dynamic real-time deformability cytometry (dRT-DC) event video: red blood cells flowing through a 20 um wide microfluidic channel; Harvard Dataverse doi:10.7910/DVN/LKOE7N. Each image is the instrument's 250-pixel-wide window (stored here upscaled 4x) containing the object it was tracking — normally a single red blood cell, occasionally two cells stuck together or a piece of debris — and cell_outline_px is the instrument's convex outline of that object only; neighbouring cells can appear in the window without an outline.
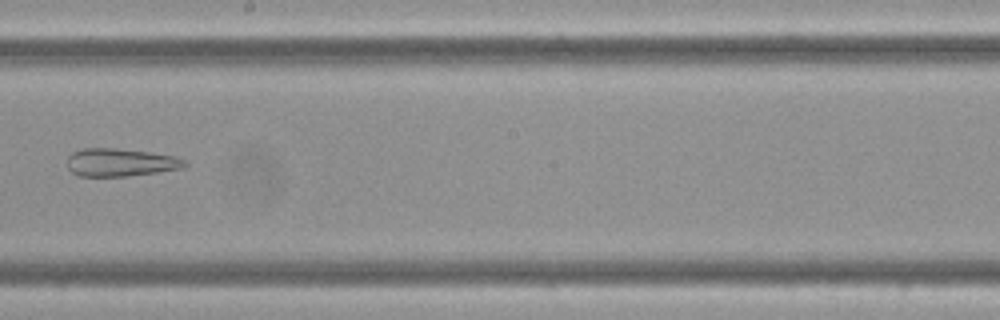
{"species": "Egyptian fruit bat (a non-hibernating species)", "species_latin": "Rousettus aegyptiacus", "temperature_condition": "cold", "stored_images_in_passage": 13, "camera_frame_rate_fps": 3000, "um_per_image_px": 0.085, "frame": {"image": 1, "passage_image": 8, "time_ms": 2.333, "image_size_px": [1000, 320], "cell_outline_px": [[188, 164], [184, 168], [128, 176], [80, 176], [72, 172], [68, 168], [68, 156], [72, 152], [84, 148], [112, 148], [152, 152], [176, 156], [184, 160]], "centroid_in_image_um": [10.26, 13.8], "position_along_channel_um": 237.9, "area_um2": 19.13}}
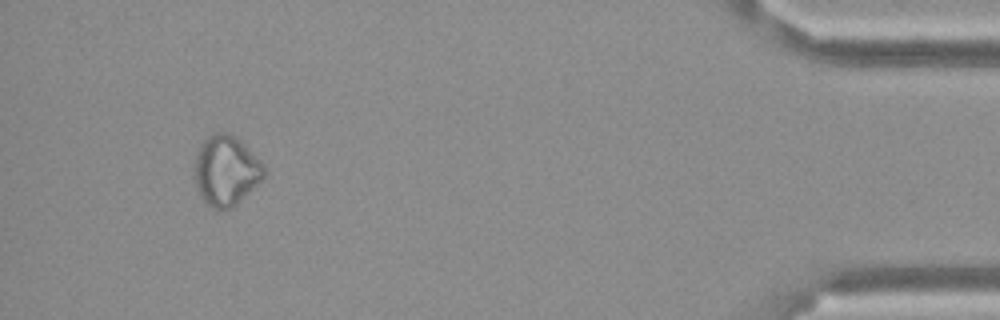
{"frame": {"image": 2, "passage_image": 13, "time_ms": 4.0, "image_size_px": [1000, 320], "cell_outline_px": [[264, 176], [236, 204], [228, 208], [212, 208], [204, 200], [196, 184], [196, 156], [204, 140], [212, 132], [224, 132], [236, 136], [264, 164]], "centroid_in_image_um": [19.22, 14.46], "position_along_channel_um": 416.0, "area_um2": 27.46}}